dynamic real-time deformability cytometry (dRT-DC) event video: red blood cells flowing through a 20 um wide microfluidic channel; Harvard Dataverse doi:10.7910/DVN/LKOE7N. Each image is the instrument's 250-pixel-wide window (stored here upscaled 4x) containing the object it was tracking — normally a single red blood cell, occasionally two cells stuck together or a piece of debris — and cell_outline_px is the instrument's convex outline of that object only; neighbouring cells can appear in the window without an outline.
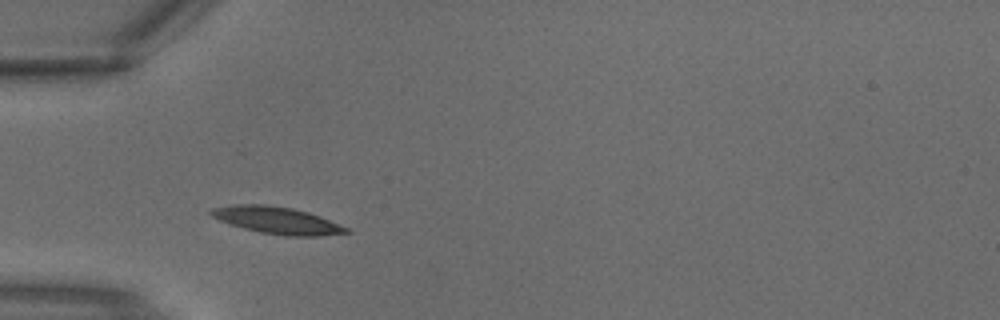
{"species": "common noctule bat (a hibernating species)", "species_latin": "Nyctalus noctula", "temperature_condition": "warm", "stored_images_in_passage": 1, "camera_frame_rate_fps": 3000, "um_per_image_px": 0.085, "animal": {"sex": "male", "body_mass_g": 18.8}, "frame": {"image": 1, "passage_image": 1, "time_ms": 0.0, "image_size_px": [1000, 320], "cell_outline_px": [[352, 232], [320, 236], [288, 236], [260, 232], [244, 228], [220, 220], [212, 216], [208, 212], [212, 208], [232, 204], [264, 204], [292, 208], [308, 212], [320, 216], [348, 228]], "centroid_in_image_um": [23.56, 18.72], "position_along_channel_um": 61.4, "area_um2": 21.15}}